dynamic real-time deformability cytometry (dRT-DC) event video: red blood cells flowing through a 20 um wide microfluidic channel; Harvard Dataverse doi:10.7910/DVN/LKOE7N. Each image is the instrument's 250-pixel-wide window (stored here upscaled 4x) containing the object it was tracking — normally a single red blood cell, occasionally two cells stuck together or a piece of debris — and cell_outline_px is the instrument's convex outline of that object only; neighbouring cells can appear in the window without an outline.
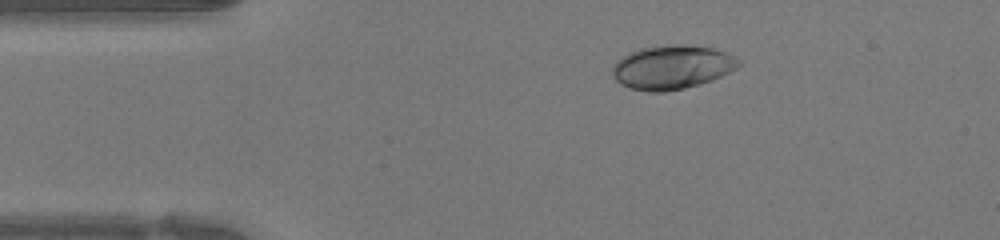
{"species": "human", "species_latin": "Homo sapiens", "temperature_condition": "warm", "stored_images_in_passage": 40, "camera_frame_rate_fps": 3000, "um_per_image_px": 0.085, "donor": {"sex": "female"}, "frame": {"image": 1, "passage_image": 1, "time_ms": 0.0, "image_size_px": [1000, 240], "cell_outline_px": [[740, 64], [736, 68], [712, 80], [700, 84], [684, 88], [664, 92], [648, 92], [628, 88], [620, 84], [612, 76], [612, 68], [616, 60], [620, 56], [628, 52], [640, 48], [664, 44], [684, 44], [712, 48], [724, 52], [740, 60]], "centroid_in_image_um": [57.05, 5.71], "position_along_channel_um": 28.0, "area_um2": 32.6}}
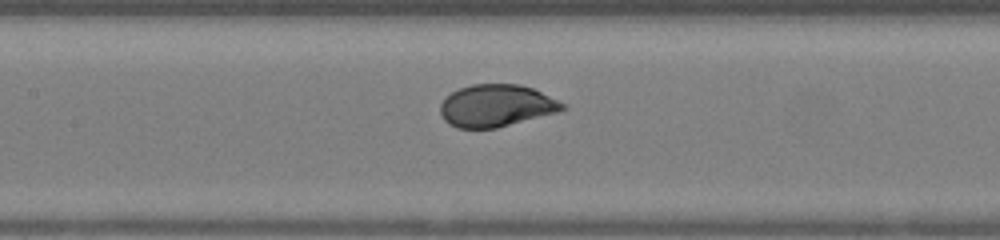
{"frame": {"image": 2, "passage_image": 14, "time_ms": 4.333, "image_size_px": [1000, 240], "cell_outline_px": [[568, 108], [556, 112], [496, 128], [456, 128], [448, 124], [444, 120], [440, 112], [440, 104], [452, 92], [460, 88], [472, 84], [520, 84], [532, 88], [568, 104]], "centroid_in_image_um": [42.19, 8.98], "position_along_channel_um": 165.2, "area_um2": 30.0}}
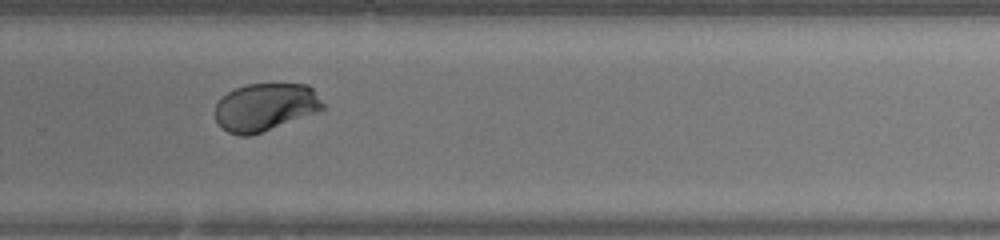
{"frame": {"image": 3, "passage_image": 24, "time_ms": 7.667, "image_size_px": [1000, 240], "cell_outline_px": [[324, 108], [316, 112], [260, 132], [248, 136], [240, 136], [228, 132], [216, 120], [216, 104], [220, 96], [236, 88], [248, 84], [308, 84], [312, 88], [324, 104]], "centroid_in_image_um": [22.53, 9.08], "position_along_channel_um": 307.3, "area_um2": 29.54}, "authors_computed_cell_mechanics": {"area_um2": 30.4317, "velocity_mm_per_s": 4.2721, "shape_relaxation_time_tau1_ms": 2.3766, "shape_relaxation_time_tau2_ms": null, "deformation_change_tau1": 0.1405, "deformation_change_tau2": null}}